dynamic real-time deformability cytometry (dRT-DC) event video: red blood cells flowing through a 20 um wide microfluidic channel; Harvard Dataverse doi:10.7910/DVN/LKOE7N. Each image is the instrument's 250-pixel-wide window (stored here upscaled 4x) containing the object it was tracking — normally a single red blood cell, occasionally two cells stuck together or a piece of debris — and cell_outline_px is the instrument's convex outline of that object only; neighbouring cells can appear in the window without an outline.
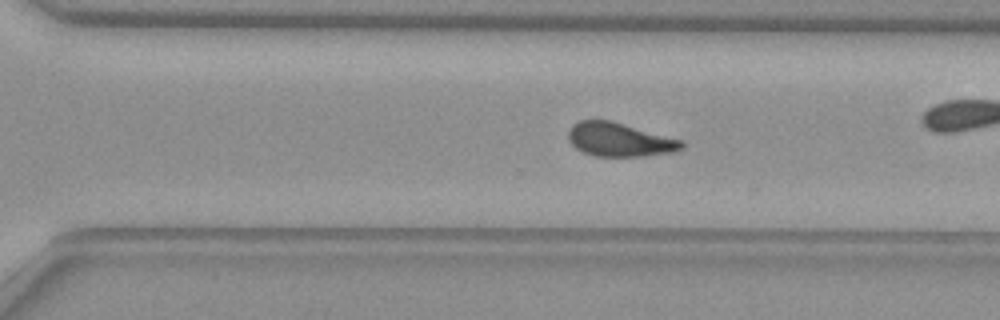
{"species": "common noctule bat (a hibernating species)", "species_latin": "Nyctalus noctula", "temperature_condition": "warm", "stored_images_in_passage": 32, "camera_frame_rate_fps": 3000, "um_per_image_px": 0.085, "animal": {"sex": "female", "body_mass_g": 29.2, "forearm_length_mm": 56.3}, "frame": {"image": 1, "passage_image": 22, "time_ms": 7.0, "image_size_px": [1000, 320], "cell_outline_px": [[684, 148], [672, 152], [644, 156], [596, 156], [584, 152], [576, 148], [568, 140], [568, 132], [572, 124], [580, 120], [612, 120], [684, 140]], "centroid_in_image_um": [52.68, 11.86], "position_along_channel_um": 317.9, "area_um2": 22.48}, "authors_computed_cell_mechanics": {"area_um2": 22.8888, "velocity_mm_per_s": 3.9936, "shape_relaxation_time_tau1_ms": null, "shape_relaxation_time_tau2_ms": 1.3557, "deformation_change_tau1": null, "deformation_change_tau2": 0.0671}}